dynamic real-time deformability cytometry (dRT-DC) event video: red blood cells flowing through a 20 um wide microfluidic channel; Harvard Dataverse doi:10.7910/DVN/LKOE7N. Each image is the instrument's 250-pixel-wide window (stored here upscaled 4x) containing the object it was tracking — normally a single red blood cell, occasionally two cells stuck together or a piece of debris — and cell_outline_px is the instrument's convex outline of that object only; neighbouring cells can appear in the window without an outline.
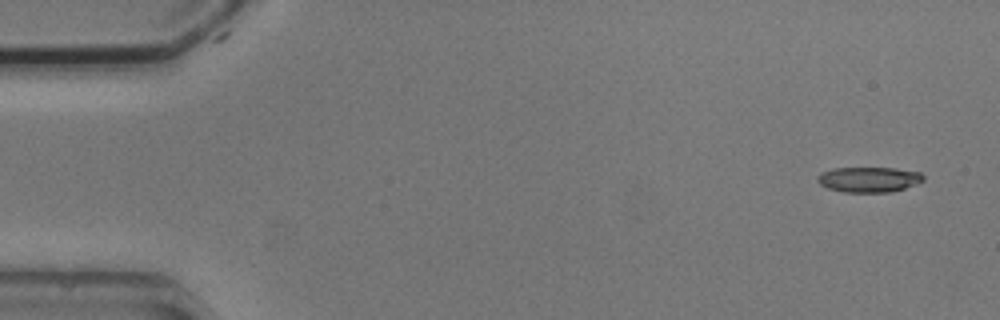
{"species": "common noctule bat (a hibernating species)", "species_latin": "Nyctalus noctula", "temperature_condition": "cold", "stored_images_in_passage": 5, "camera_frame_rate_fps": 3000, "um_per_image_px": 0.085, "animal": {"sex": "male", "body_mass_g": 20.5, "forearm_length_mm": 52.5}, "frame": {"image": 1, "passage_image": 1, "time_ms": 0.0, "image_size_px": [1000, 320], "cell_outline_px": [[924, 180], [916, 184], [892, 192], [844, 192], [828, 188], [820, 184], [816, 180], [816, 176], [820, 172], [832, 168], [896, 168], [920, 172], [924, 176]], "centroid_in_image_um": [73.83, 15.25], "position_along_channel_um": 11.2, "area_um2": 15.72}}
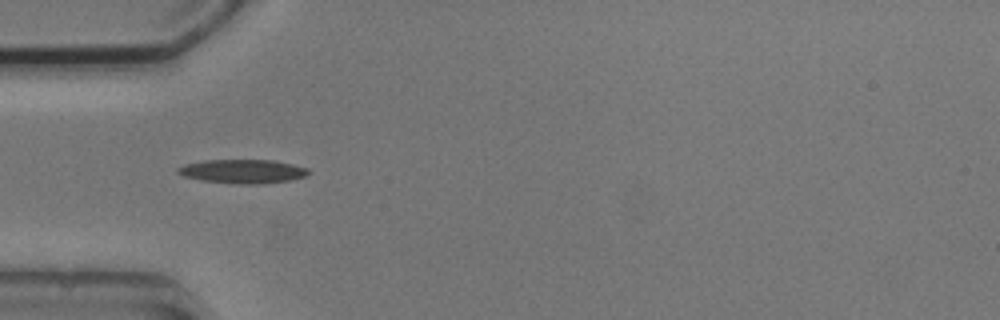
{"frame": {"image": 2, "passage_image": 5, "time_ms": 4.667, "image_size_px": [1000, 320], "cell_outline_px": [[312, 172], [304, 176], [292, 180], [264, 184], [236, 184], [200, 180], [184, 176], [176, 172], [176, 168], [184, 164], [204, 160], [272, 160], [292, 164], [308, 168]], "centroid_in_image_um": [20.63, 14.57], "position_along_channel_um": 64.4, "area_um2": 18.38}}